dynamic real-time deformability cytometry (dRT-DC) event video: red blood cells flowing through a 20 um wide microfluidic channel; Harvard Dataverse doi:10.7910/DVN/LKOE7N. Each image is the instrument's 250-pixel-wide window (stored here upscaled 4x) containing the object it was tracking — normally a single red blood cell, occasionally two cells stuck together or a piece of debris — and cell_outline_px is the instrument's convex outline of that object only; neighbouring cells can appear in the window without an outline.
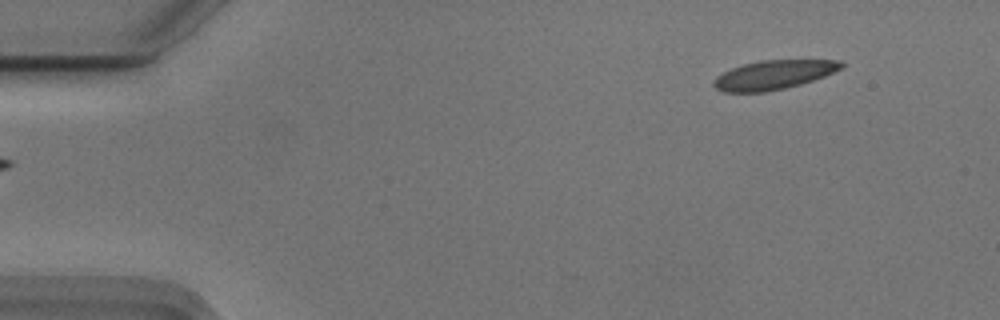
{"species": "Egyptian fruit bat (a non-hibernating species)", "species_latin": "Rousettus aegyptiacus", "temperature_condition": "cold", "stored_images_in_passage": 51, "camera_frame_rate_fps": 3000, "um_per_image_px": 0.085, "animal": {"sex": "male"}, "frame": {"image": 1, "passage_image": 2, "time_ms": 0.333, "image_size_px": [1000, 320], "cell_outline_px": [[844, 68], [824, 76], [800, 84], [784, 88], [764, 92], [724, 92], [716, 88], [712, 84], [716, 76], [732, 68], [744, 64], [760, 60], [840, 60], [844, 64]], "centroid_in_image_um": [65.77, 6.36], "position_along_channel_um": 19.2, "area_um2": 21.5}}
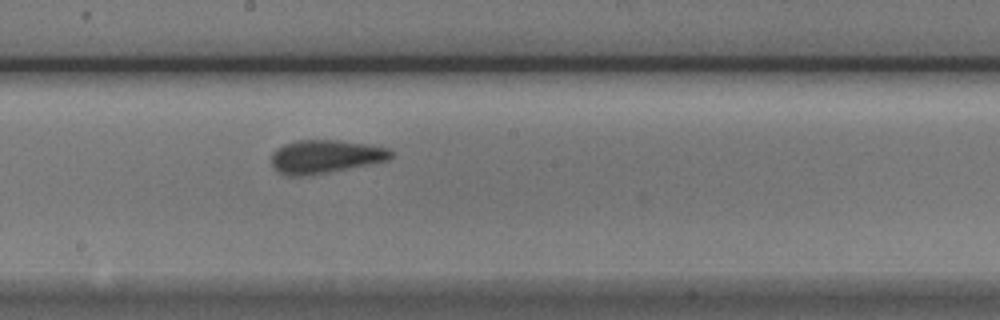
{"frame": {"image": 2, "passage_image": 26, "time_ms": 8.333, "image_size_px": [1000, 320], "cell_outline_px": [[396, 156], [388, 160], [372, 164], [308, 176], [288, 176], [280, 172], [272, 164], [272, 152], [276, 148], [284, 144], [296, 140], [340, 140], [368, 144], [392, 148]], "centroid_in_image_um": [27.73, 13.3], "position_along_channel_um": 220.5, "area_um2": 23.64}}
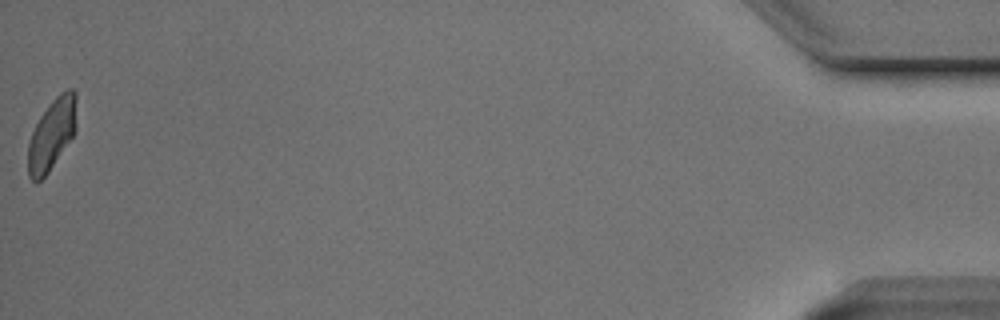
{"frame": {"image": 3, "passage_image": 51, "time_ms": 16.667, "image_size_px": [1000, 320], "cell_outline_px": [[76, 132], [48, 172], [36, 184], [28, 176], [28, 144], [32, 132], [40, 116], [52, 100], [60, 92], [68, 88], [72, 88], [76, 92]], "centroid_in_image_um": [4.42, 11.4], "position_along_channel_um": 430.8, "area_um2": 20.17}, "authors_computed_cell_mechanics": {"area_um2": 22.253, "velocity_mm_per_s": 3.721, "shape_relaxation_time_tau1_ms": 2.9791, "shape_relaxation_time_tau2_ms": 1.1879, "deformation_change_tau1": 0.1056, "deformation_change_tau2": 0.0618}}